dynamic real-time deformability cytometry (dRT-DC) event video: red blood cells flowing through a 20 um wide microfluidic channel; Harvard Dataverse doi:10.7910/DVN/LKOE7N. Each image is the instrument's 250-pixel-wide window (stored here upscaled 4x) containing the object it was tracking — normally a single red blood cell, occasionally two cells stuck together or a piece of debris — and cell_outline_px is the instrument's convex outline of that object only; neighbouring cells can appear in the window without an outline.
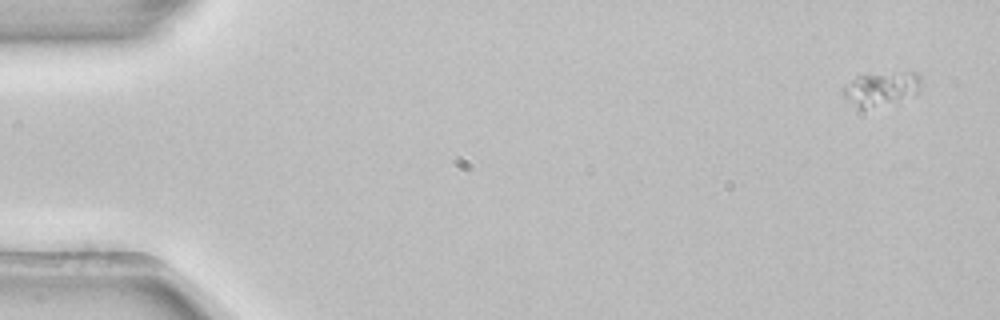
{"species": "common noctule bat (a hibernating species)", "species_latin": "Nyctalus noctula", "temperature_condition": "room temperature", "stored_images_in_passage": 3, "camera_frame_rate_fps": 3000, "um_per_image_px": 0.085, "animal": {"sex": "female", "body_mass_g": 22.7, "forearm_length_mm": 54.2}, "frame": {"image": 1, "passage_image": 1, "time_ms": 0.0, "image_size_px": [1000, 320], "cell_outline_px": [[920, 92], [864, 108], [860, 108], [844, 96], [840, 92], [840, 88], [856, 76], [868, 72], [916, 72], [920, 76]], "centroid_in_image_um": [74.84, 7.44], "position_along_channel_um": 10.2, "area_um2": 15.09}}